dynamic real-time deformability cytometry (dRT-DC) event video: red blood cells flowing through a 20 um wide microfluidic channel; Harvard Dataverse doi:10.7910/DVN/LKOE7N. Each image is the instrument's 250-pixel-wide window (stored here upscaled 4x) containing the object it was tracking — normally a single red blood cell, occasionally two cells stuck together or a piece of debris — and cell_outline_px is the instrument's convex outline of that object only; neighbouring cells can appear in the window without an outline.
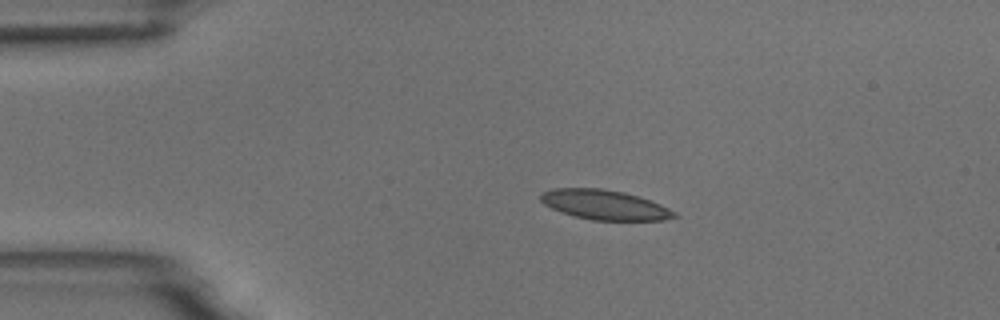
{"species": "common noctule bat (a hibernating species)", "species_latin": "Nyctalus noctula", "temperature_condition": "room temperature", "stored_images_in_passage": 3, "camera_frame_rate_fps": 3000, "um_per_image_px": 0.085, "animal": {"sex": "male", "body_mass_g": 18.8}, "frame": {"image": 1, "passage_image": 1, "time_ms": 0.0, "image_size_px": [1000, 320], "cell_outline_px": [[680, 216], [664, 220], [592, 220], [576, 216], [552, 208], [544, 204], [540, 200], [540, 196], [544, 192], [552, 188], [600, 188], [624, 192], [660, 204], [676, 212]], "centroid_in_image_um": [51.41, 17.41], "position_along_channel_um": 33.6, "area_um2": 22.89}}
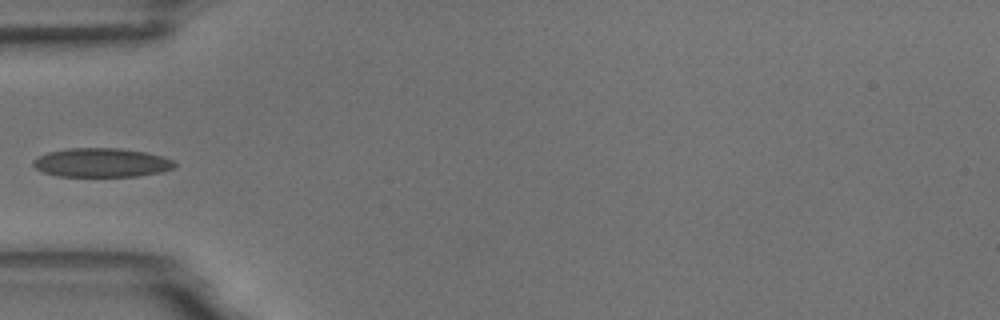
{"frame": {"image": 2, "passage_image": 3, "time_ms": 2.333, "image_size_px": [1000, 320], "cell_outline_px": [[176, 164], [172, 168], [160, 172], [136, 176], [60, 176], [44, 172], [36, 168], [32, 164], [32, 160], [48, 152], [68, 148], [116, 148], [144, 152], [164, 156], [172, 160]], "centroid_in_image_um": [8.62, 13.82], "position_along_channel_um": 76.4, "area_um2": 23.64}}